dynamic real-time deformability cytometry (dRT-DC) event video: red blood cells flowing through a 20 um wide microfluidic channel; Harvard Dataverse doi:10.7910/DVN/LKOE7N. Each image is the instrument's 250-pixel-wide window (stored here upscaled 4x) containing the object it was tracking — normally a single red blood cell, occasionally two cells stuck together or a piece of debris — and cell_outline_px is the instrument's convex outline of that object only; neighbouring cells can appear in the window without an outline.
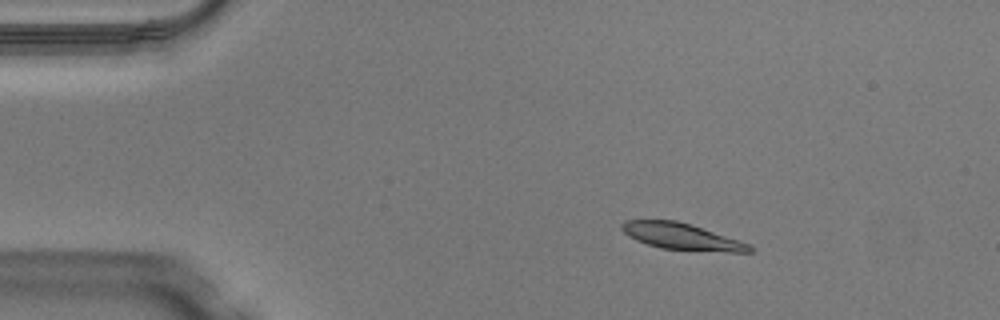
{"species": "Egyptian fruit bat (a non-hibernating species)", "species_latin": "Rousettus aegyptiacus", "temperature_condition": "warm", "stored_images_in_passage": 49, "camera_frame_rate_fps": 3000, "um_per_image_px": 0.085, "animal": {"sex": "male"}, "frame": {"image": 1, "passage_image": 8, "time_ms": 2.333, "image_size_px": [1000, 320], "cell_outline_px": [[756, 248], [752, 252], [728, 252], [660, 248], [636, 240], [628, 236], [620, 228], [620, 224], [624, 220], [676, 220], [692, 224], [752, 244]], "centroid_in_image_um": [57.99, 20.1], "position_along_channel_um": 27.0, "area_um2": 19.94}}
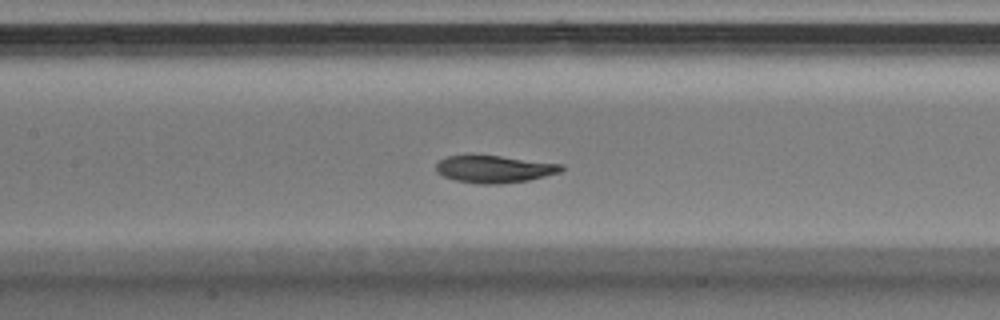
{"frame": {"image": 2, "passage_image": 23, "time_ms": 7.333, "image_size_px": [1000, 320], "cell_outline_px": [[564, 168], [560, 172], [528, 180], [500, 184], [476, 184], [456, 180], [444, 176], [436, 172], [436, 164], [440, 160], [448, 156], [500, 156], [564, 164]], "centroid_in_image_um": [42.03, 14.38], "position_along_channel_um": 165.4, "area_um2": 19.71}}
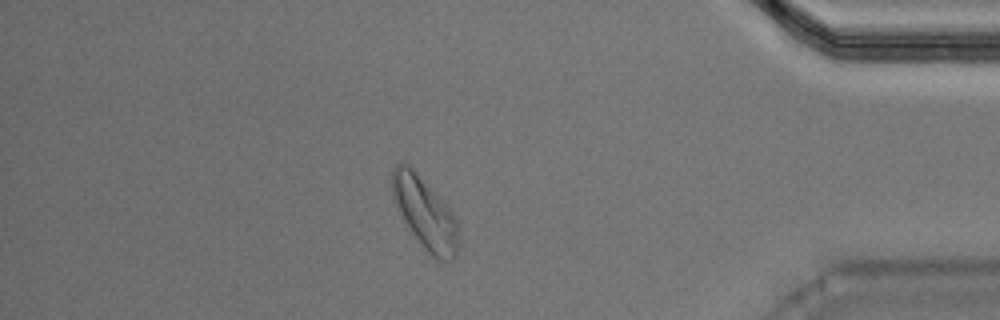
{"frame": {"image": 3, "passage_image": 43, "time_ms": 14.0, "image_size_px": [1000, 320], "cell_outline_px": [[460, 244], [456, 256], [452, 260], [436, 260], [424, 248], [412, 232], [404, 220], [400, 212], [392, 192], [392, 172], [396, 164], [408, 164], [412, 168], [456, 216], [460, 228]], "centroid_in_image_um": [36.19, 18.18], "position_along_channel_um": 399.0, "area_um2": 27.22}, "authors_computed_cell_mechanics": {"area_um2": 20.4612, "velocity_mm_per_s": 4.0402, "shape_relaxation_time_tau1_ms": 2.4967, "shape_relaxation_time_tau2_ms": 1.5944, "deformation_change_tau1": 0.1345, "deformation_change_tau2": 0.0589}}